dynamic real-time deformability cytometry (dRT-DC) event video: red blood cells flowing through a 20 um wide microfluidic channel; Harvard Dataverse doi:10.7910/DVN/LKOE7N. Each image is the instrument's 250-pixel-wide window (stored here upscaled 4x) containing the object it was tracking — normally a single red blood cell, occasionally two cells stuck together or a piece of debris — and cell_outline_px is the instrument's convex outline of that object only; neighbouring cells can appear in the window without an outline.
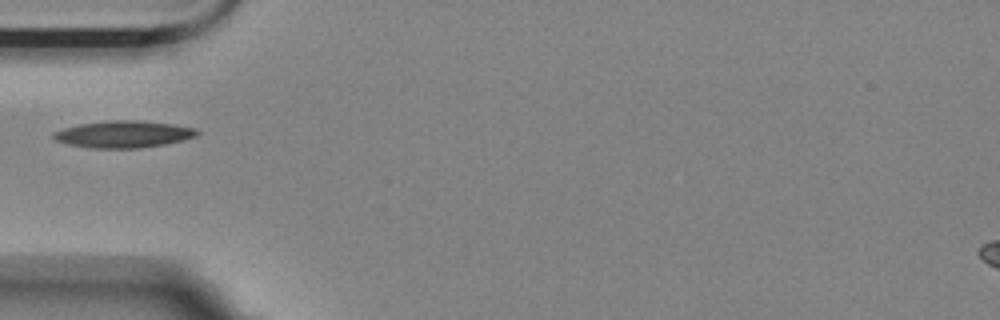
{"species": "Egyptian fruit bat (a non-hibernating species)", "species_latin": "Rousettus aegyptiacus", "temperature_condition": "room temperature", "stored_images_in_passage": 11, "camera_frame_rate_fps": 3000, "um_per_image_px": 0.085, "animal": {"sex": "female"}, "frame": {"image": 1, "passage_image": 1, "time_ms": 0.0, "image_size_px": [1000, 320], "cell_outline_px": [[200, 132], [196, 136], [164, 144], [140, 148], [92, 148], [68, 144], [52, 140], [52, 132], [64, 128], [80, 124], [112, 120], [136, 120], [172, 124], [196, 128]], "centroid_in_image_um": [10.46, 11.41], "position_along_channel_um": 74.5, "area_um2": 22.43}}
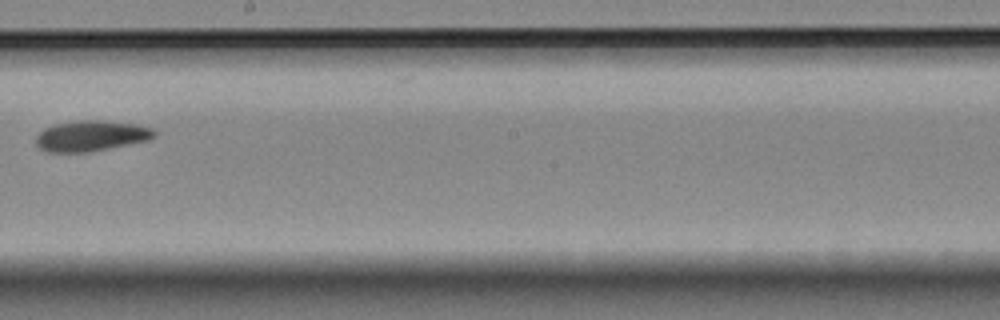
{"frame": {"image": 2, "passage_image": 5, "time_ms": 1.333, "image_size_px": [1000, 320], "cell_outline_px": [[156, 136], [148, 140], [88, 152], [44, 152], [36, 144], [36, 136], [44, 128], [56, 124], [76, 120], [104, 120], [136, 124], [152, 128], [156, 132]], "centroid_in_image_um": [7.73, 11.54], "position_along_channel_um": 240.5, "area_um2": 21.15}}
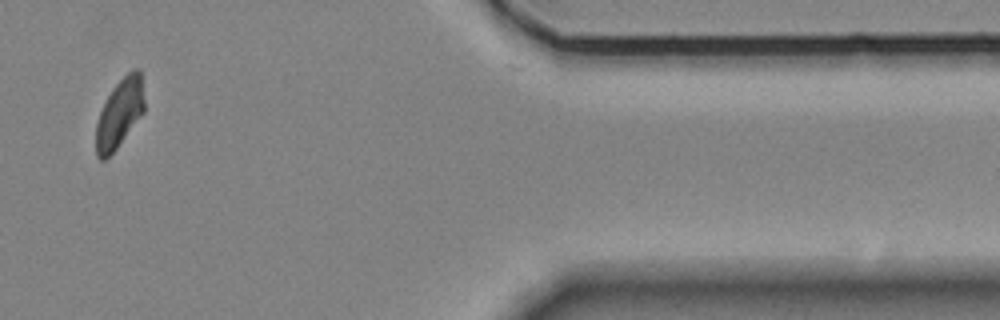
{"frame": {"image": 3, "passage_image": 9, "time_ms": 2.667, "image_size_px": [1000, 320], "cell_outline_px": [[144, 112], [116, 148], [104, 160], [100, 160], [96, 156], [96, 124], [100, 112], [112, 88], [132, 68], [140, 68], [144, 100]], "centroid_in_image_um": [10.16, 9.61], "position_along_channel_um": 401.2, "area_um2": 19.13}}